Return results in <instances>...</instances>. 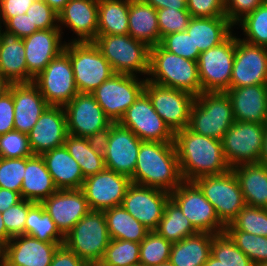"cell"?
I'll use <instances>...</instances> for the list:
<instances>
[{
    "label": "cell",
    "instance_id": "cell-1",
    "mask_svg": "<svg viewBox=\"0 0 267 266\" xmlns=\"http://www.w3.org/2000/svg\"><path fill=\"white\" fill-rule=\"evenodd\" d=\"M174 144L177 151L181 175L184 181L220 175L231 169L222 147V141L203 136L188 127L175 133Z\"/></svg>",
    "mask_w": 267,
    "mask_h": 266
},
{
    "label": "cell",
    "instance_id": "cell-2",
    "mask_svg": "<svg viewBox=\"0 0 267 266\" xmlns=\"http://www.w3.org/2000/svg\"><path fill=\"white\" fill-rule=\"evenodd\" d=\"M131 183L168 193L184 180L174 142L142 141Z\"/></svg>",
    "mask_w": 267,
    "mask_h": 266
},
{
    "label": "cell",
    "instance_id": "cell-3",
    "mask_svg": "<svg viewBox=\"0 0 267 266\" xmlns=\"http://www.w3.org/2000/svg\"><path fill=\"white\" fill-rule=\"evenodd\" d=\"M149 75L151 78L146 79L155 84L183 90L195 97L202 93L197 61L170 53L159 44L150 47Z\"/></svg>",
    "mask_w": 267,
    "mask_h": 266
},
{
    "label": "cell",
    "instance_id": "cell-4",
    "mask_svg": "<svg viewBox=\"0 0 267 266\" xmlns=\"http://www.w3.org/2000/svg\"><path fill=\"white\" fill-rule=\"evenodd\" d=\"M234 122L231 100L226 92H202L192 103L188 128L222 140Z\"/></svg>",
    "mask_w": 267,
    "mask_h": 266
},
{
    "label": "cell",
    "instance_id": "cell-5",
    "mask_svg": "<svg viewBox=\"0 0 267 266\" xmlns=\"http://www.w3.org/2000/svg\"><path fill=\"white\" fill-rule=\"evenodd\" d=\"M93 42L110 63L114 73L149 74L150 47L146 43L128 34L97 35Z\"/></svg>",
    "mask_w": 267,
    "mask_h": 266
},
{
    "label": "cell",
    "instance_id": "cell-6",
    "mask_svg": "<svg viewBox=\"0 0 267 266\" xmlns=\"http://www.w3.org/2000/svg\"><path fill=\"white\" fill-rule=\"evenodd\" d=\"M64 50L69 54L79 93L91 94L114 74L110 63L93 41H70Z\"/></svg>",
    "mask_w": 267,
    "mask_h": 266
},
{
    "label": "cell",
    "instance_id": "cell-7",
    "mask_svg": "<svg viewBox=\"0 0 267 266\" xmlns=\"http://www.w3.org/2000/svg\"><path fill=\"white\" fill-rule=\"evenodd\" d=\"M110 241L103 211L90 210L65 236L64 244L87 263H99Z\"/></svg>",
    "mask_w": 267,
    "mask_h": 266
},
{
    "label": "cell",
    "instance_id": "cell-8",
    "mask_svg": "<svg viewBox=\"0 0 267 266\" xmlns=\"http://www.w3.org/2000/svg\"><path fill=\"white\" fill-rule=\"evenodd\" d=\"M194 183L213 205L219 220L225 226L246 206L238 179L232 169L220 175L200 177Z\"/></svg>",
    "mask_w": 267,
    "mask_h": 266
},
{
    "label": "cell",
    "instance_id": "cell-9",
    "mask_svg": "<svg viewBox=\"0 0 267 266\" xmlns=\"http://www.w3.org/2000/svg\"><path fill=\"white\" fill-rule=\"evenodd\" d=\"M136 76L114 73L91 93L112 123L119 122L144 92L146 79L139 81Z\"/></svg>",
    "mask_w": 267,
    "mask_h": 266
},
{
    "label": "cell",
    "instance_id": "cell-10",
    "mask_svg": "<svg viewBox=\"0 0 267 266\" xmlns=\"http://www.w3.org/2000/svg\"><path fill=\"white\" fill-rule=\"evenodd\" d=\"M47 103L65 106L79 92L74 81V72L69 54L63 50L32 81Z\"/></svg>",
    "mask_w": 267,
    "mask_h": 266
},
{
    "label": "cell",
    "instance_id": "cell-11",
    "mask_svg": "<svg viewBox=\"0 0 267 266\" xmlns=\"http://www.w3.org/2000/svg\"><path fill=\"white\" fill-rule=\"evenodd\" d=\"M266 124L235 121L222 138L224 157L233 168L260 160Z\"/></svg>",
    "mask_w": 267,
    "mask_h": 266
},
{
    "label": "cell",
    "instance_id": "cell-12",
    "mask_svg": "<svg viewBox=\"0 0 267 266\" xmlns=\"http://www.w3.org/2000/svg\"><path fill=\"white\" fill-rule=\"evenodd\" d=\"M235 55V36L201 52L197 61L202 92H226L230 88Z\"/></svg>",
    "mask_w": 267,
    "mask_h": 266
},
{
    "label": "cell",
    "instance_id": "cell-13",
    "mask_svg": "<svg viewBox=\"0 0 267 266\" xmlns=\"http://www.w3.org/2000/svg\"><path fill=\"white\" fill-rule=\"evenodd\" d=\"M64 109L69 135L100 141L112 123L92 94L78 93Z\"/></svg>",
    "mask_w": 267,
    "mask_h": 266
},
{
    "label": "cell",
    "instance_id": "cell-14",
    "mask_svg": "<svg viewBox=\"0 0 267 266\" xmlns=\"http://www.w3.org/2000/svg\"><path fill=\"white\" fill-rule=\"evenodd\" d=\"M141 142L129 128L119 122L111 123L100 139L106 168L131 178Z\"/></svg>",
    "mask_w": 267,
    "mask_h": 266
},
{
    "label": "cell",
    "instance_id": "cell-15",
    "mask_svg": "<svg viewBox=\"0 0 267 266\" xmlns=\"http://www.w3.org/2000/svg\"><path fill=\"white\" fill-rule=\"evenodd\" d=\"M170 198L198 232L218 234L225 231L213 205L194 182L183 181L170 193Z\"/></svg>",
    "mask_w": 267,
    "mask_h": 266
},
{
    "label": "cell",
    "instance_id": "cell-16",
    "mask_svg": "<svg viewBox=\"0 0 267 266\" xmlns=\"http://www.w3.org/2000/svg\"><path fill=\"white\" fill-rule=\"evenodd\" d=\"M144 93L149 97L154 110L174 134L188 127L194 95L155 84L147 79Z\"/></svg>",
    "mask_w": 267,
    "mask_h": 266
},
{
    "label": "cell",
    "instance_id": "cell-17",
    "mask_svg": "<svg viewBox=\"0 0 267 266\" xmlns=\"http://www.w3.org/2000/svg\"><path fill=\"white\" fill-rule=\"evenodd\" d=\"M119 123L142 141L174 142V133L154 110L143 92L127 109Z\"/></svg>",
    "mask_w": 267,
    "mask_h": 266
},
{
    "label": "cell",
    "instance_id": "cell-18",
    "mask_svg": "<svg viewBox=\"0 0 267 266\" xmlns=\"http://www.w3.org/2000/svg\"><path fill=\"white\" fill-rule=\"evenodd\" d=\"M131 179L105 168L84 179L81 190L84 192L90 210L105 211L122 205Z\"/></svg>",
    "mask_w": 267,
    "mask_h": 266
},
{
    "label": "cell",
    "instance_id": "cell-19",
    "mask_svg": "<svg viewBox=\"0 0 267 266\" xmlns=\"http://www.w3.org/2000/svg\"><path fill=\"white\" fill-rule=\"evenodd\" d=\"M169 199L166 191L131 183L122 206L149 231H155Z\"/></svg>",
    "mask_w": 267,
    "mask_h": 266
},
{
    "label": "cell",
    "instance_id": "cell-20",
    "mask_svg": "<svg viewBox=\"0 0 267 266\" xmlns=\"http://www.w3.org/2000/svg\"><path fill=\"white\" fill-rule=\"evenodd\" d=\"M267 84V48L235 36V55L230 88Z\"/></svg>",
    "mask_w": 267,
    "mask_h": 266
},
{
    "label": "cell",
    "instance_id": "cell-21",
    "mask_svg": "<svg viewBox=\"0 0 267 266\" xmlns=\"http://www.w3.org/2000/svg\"><path fill=\"white\" fill-rule=\"evenodd\" d=\"M41 204L64 237L90 211L81 189H58Z\"/></svg>",
    "mask_w": 267,
    "mask_h": 266
},
{
    "label": "cell",
    "instance_id": "cell-22",
    "mask_svg": "<svg viewBox=\"0 0 267 266\" xmlns=\"http://www.w3.org/2000/svg\"><path fill=\"white\" fill-rule=\"evenodd\" d=\"M67 135L64 107L49 105L28 133L29 146L33 155H42L63 146Z\"/></svg>",
    "mask_w": 267,
    "mask_h": 266
},
{
    "label": "cell",
    "instance_id": "cell-23",
    "mask_svg": "<svg viewBox=\"0 0 267 266\" xmlns=\"http://www.w3.org/2000/svg\"><path fill=\"white\" fill-rule=\"evenodd\" d=\"M60 28L38 30L23 38L27 64V83L41 73L45 67L65 48Z\"/></svg>",
    "mask_w": 267,
    "mask_h": 266
},
{
    "label": "cell",
    "instance_id": "cell-24",
    "mask_svg": "<svg viewBox=\"0 0 267 266\" xmlns=\"http://www.w3.org/2000/svg\"><path fill=\"white\" fill-rule=\"evenodd\" d=\"M64 243H48L29 235L12 237L4 246L7 266H50L57 248Z\"/></svg>",
    "mask_w": 267,
    "mask_h": 266
},
{
    "label": "cell",
    "instance_id": "cell-25",
    "mask_svg": "<svg viewBox=\"0 0 267 266\" xmlns=\"http://www.w3.org/2000/svg\"><path fill=\"white\" fill-rule=\"evenodd\" d=\"M14 101V130L28 134L49 104L32 83L10 84Z\"/></svg>",
    "mask_w": 267,
    "mask_h": 266
},
{
    "label": "cell",
    "instance_id": "cell-26",
    "mask_svg": "<svg viewBox=\"0 0 267 266\" xmlns=\"http://www.w3.org/2000/svg\"><path fill=\"white\" fill-rule=\"evenodd\" d=\"M58 24L61 31L62 24L78 36L72 41H93L98 32V0H69L58 14Z\"/></svg>",
    "mask_w": 267,
    "mask_h": 266
},
{
    "label": "cell",
    "instance_id": "cell-27",
    "mask_svg": "<svg viewBox=\"0 0 267 266\" xmlns=\"http://www.w3.org/2000/svg\"><path fill=\"white\" fill-rule=\"evenodd\" d=\"M234 120L267 124V84L229 88Z\"/></svg>",
    "mask_w": 267,
    "mask_h": 266
},
{
    "label": "cell",
    "instance_id": "cell-28",
    "mask_svg": "<svg viewBox=\"0 0 267 266\" xmlns=\"http://www.w3.org/2000/svg\"><path fill=\"white\" fill-rule=\"evenodd\" d=\"M58 189H81L84 176L79 163L69 154L65 145L41 155Z\"/></svg>",
    "mask_w": 267,
    "mask_h": 266
},
{
    "label": "cell",
    "instance_id": "cell-29",
    "mask_svg": "<svg viewBox=\"0 0 267 266\" xmlns=\"http://www.w3.org/2000/svg\"><path fill=\"white\" fill-rule=\"evenodd\" d=\"M0 77L10 84L27 83V64L22 38L5 30L0 43Z\"/></svg>",
    "mask_w": 267,
    "mask_h": 266
},
{
    "label": "cell",
    "instance_id": "cell-30",
    "mask_svg": "<svg viewBox=\"0 0 267 266\" xmlns=\"http://www.w3.org/2000/svg\"><path fill=\"white\" fill-rule=\"evenodd\" d=\"M57 190L43 157L41 155L26 157V168L20 191L21 198L41 203Z\"/></svg>",
    "mask_w": 267,
    "mask_h": 266
},
{
    "label": "cell",
    "instance_id": "cell-31",
    "mask_svg": "<svg viewBox=\"0 0 267 266\" xmlns=\"http://www.w3.org/2000/svg\"><path fill=\"white\" fill-rule=\"evenodd\" d=\"M247 206L267 209V166L245 163L231 168Z\"/></svg>",
    "mask_w": 267,
    "mask_h": 266
},
{
    "label": "cell",
    "instance_id": "cell-32",
    "mask_svg": "<svg viewBox=\"0 0 267 266\" xmlns=\"http://www.w3.org/2000/svg\"><path fill=\"white\" fill-rule=\"evenodd\" d=\"M233 26L227 17H192L186 31L201 53L225 41Z\"/></svg>",
    "mask_w": 267,
    "mask_h": 266
},
{
    "label": "cell",
    "instance_id": "cell-33",
    "mask_svg": "<svg viewBox=\"0 0 267 266\" xmlns=\"http://www.w3.org/2000/svg\"><path fill=\"white\" fill-rule=\"evenodd\" d=\"M128 35L149 47L158 45L161 37L156 9L142 0H130Z\"/></svg>",
    "mask_w": 267,
    "mask_h": 266
},
{
    "label": "cell",
    "instance_id": "cell-34",
    "mask_svg": "<svg viewBox=\"0 0 267 266\" xmlns=\"http://www.w3.org/2000/svg\"><path fill=\"white\" fill-rule=\"evenodd\" d=\"M213 235L198 232L173 243L169 261L174 266H204L211 255Z\"/></svg>",
    "mask_w": 267,
    "mask_h": 266
},
{
    "label": "cell",
    "instance_id": "cell-35",
    "mask_svg": "<svg viewBox=\"0 0 267 266\" xmlns=\"http://www.w3.org/2000/svg\"><path fill=\"white\" fill-rule=\"evenodd\" d=\"M64 145L69 154L79 163L84 178L106 168L100 141L68 134Z\"/></svg>",
    "mask_w": 267,
    "mask_h": 266
},
{
    "label": "cell",
    "instance_id": "cell-36",
    "mask_svg": "<svg viewBox=\"0 0 267 266\" xmlns=\"http://www.w3.org/2000/svg\"><path fill=\"white\" fill-rule=\"evenodd\" d=\"M130 0H98L97 35H127Z\"/></svg>",
    "mask_w": 267,
    "mask_h": 266
},
{
    "label": "cell",
    "instance_id": "cell-37",
    "mask_svg": "<svg viewBox=\"0 0 267 266\" xmlns=\"http://www.w3.org/2000/svg\"><path fill=\"white\" fill-rule=\"evenodd\" d=\"M111 239L137 243L145 238L149 230L128 213L122 205L103 211Z\"/></svg>",
    "mask_w": 267,
    "mask_h": 266
},
{
    "label": "cell",
    "instance_id": "cell-38",
    "mask_svg": "<svg viewBox=\"0 0 267 266\" xmlns=\"http://www.w3.org/2000/svg\"><path fill=\"white\" fill-rule=\"evenodd\" d=\"M155 231L171 243L179 242L188 236L198 233L171 198L165 206L163 216Z\"/></svg>",
    "mask_w": 267,
    "mask_h": 266
},
{
    "label": "cell",
    "instance_id": "cell-39",
    "mask_svg": "<svg viewBox=\"0 0 267 266\" xmlns=\"http://www.w3.org/2000/svg\"><path fill=\"white\" fill-rule=\"evenodd\" d=\"M25 234L48 243H64L65 241V237L41 203H34L29 208L25 221Z\"/></svg>",
    "mask_w": 267,
    "mask_h": 266
},
{
    "label": "cell",
    "instance_id": "cell-40",
    "mask_svg": "<svg viewBox=\"0 0 267 266\" xmlns=\"http://www.w3.org/2000/svg\"><path fill=\"white\" fill-rule=\"evenodd\" d=\"M140 243L111 239L105 250L101 266H134L140 264Z\"/></svg>",
    "mask_w": 267,
    "mask_h": 266
},
{
    "label": "cell",
    "instance_id": "cell-41",
    "mask_svg": "<svg viewBox=\"0 0 267 266\" xmlns=\"http://www.w3.org/2000/svg\"><path fill=\"white\" fill-rule=\"evenodd\" d=\"M240 24L246 38L242 41L267 48V0L253 12L245 15L236 25Z\"/></svg>",
    "mask_w": 267,
    "mask_h": 266
},
{
    "label": "cell",
    "instance_id": "cell-42",
    "mask_svg": "<svg viewBox=\"0 0 267 266\" xmlns=\"http://www.w3.org/2000/svg\"><path fill=\"white\" fill-rule=\"evenodd\" d=\"M211 255L223 266H255L225 231L212 236Z\"/></svg>",
    "mask_w": 267,
    "mask_h": 266
},
{
    "label": "cell",
    "instance_id": "cell-43",
    "mask_svg": "<svg viewBox=\"0 0 267 266\" xmlns=\"http://www.w3.org/2000/svg\"><path fill=\"white\" fill-rule=\"evenodd\" d=\"M173 243L167 241L156 231H149L140 243V264L156 266L170 259Z\"/></svg>",
    "mask_w": 267,
    "mask_h": 266
},
{
    "label": "cell",
    "instance_id": "cell-44",
    "mask_svg": "<svg viewBox=\"0 0 267 266\" xmlns=\"http://www.w3.org/2000/svg\"><path fill=\"white\" fill-rule=\"evenodd\" d=\"M225 232L255 266L267 262V237L237 229H225Z\"/></svg>",
    "mask_w": 267,
    "mask_h": 266
},
{
    "label": "cell",
    "instance_id": "cell-45",
    "mask_svg": "<svg viewBox=\"0 0 267 266\" xmlns=\"http://www.w3.org/2000/svg\"><path fill=\"white\" fill-rule=\"evenodd\" d=\"M225 229H237L267 237V209L246 205Z\"/></svg>",
    "mask_w": 267,
    "mask_h": 266
},
{
    "label": "cell",
    "instance_id": "cell-46",
    "mask_svg": "<svg viewBox=\"0 0 267 266\" xmlns=\"http://www.w3.org/2000/svg\"><path fill=\"white\" fill-rule=\"evenodd\" d=\"M25 168L26 157H0V188L20 193L22 182L24 179Z\"/></svg>",
    "mask_w": 267,
    "mask_h": 266
},
{
    "label": "cell",
    "instance_id": "cell-47",
    "mask_svg": "<svg viewBox=\"0 0 267 266\" xmlns=\"http://www.w3.org/2000/svg\"><path fill=\"white\" fill-rule=\"evenodd\" d=\"M157 21L160 37L175 32H184L192 18L187 9L163 8L157 9Z\"/></svg>",
    "mask_w": 267,
    "mask_h": 266
},
{
    "label": "cell",
    "instance_id": "cell-48",
    "mask_svg": "<svg viewBox=\"0 0 267 266\" xmlns=\"http://www.w3.org/2000/svg\"><path fill=\"white\" fill-rule=\"evenodd\" d=\"M159 45L170 53L192 61H198L200 55L187 31L168 34L161 38Z\"/></svg>",
    "mask_w": 267,
    "mask_h": 266
},
{
    "label": "cell",
    "instance_id": "cell-49",
    "mask_svg": "<svg viewBox=\"0 0 267 266\" xmlns=\"http://www.w3.org/2000/svg\"><path fill=\"white\" fill-rule=\"evenodd\" d=\"M32 155L28 134L13 130L0 135V157L23 158Z\"/></svg>",
    "mask_w": 267,
    "mask_h": 266
},
{
    "label": "cell",
    "instance_id": "cell-50",
    "mask_svg": "<svg viewBox=\"0 0 267 266\" xmlns=\"http://www.w3.org/2000/svg\"><path fill=\"white\" fill-rule=\"evenodd\" d=\"M34 203L35 202L22 199L16 205L11 206L1 213L6 231L11 237L25 234V221L28 210Z\"/></svg>",
    "mask_w": 267,
    "mask_h": 266
},
{
    "label": "cell",
    "instance_id": "cell-51",
    "mask_svg": "<svg viewBox=\"0 0 267 266\" xmlns=\"http://www.w3.org/2000/svg\"><path fill=\"white\" fill-rule=\"evenodd\" d=\"M27 15L32 22V28L39 30L60 28L58 14L43 0H35L28 8Z\"/></svg>",
    "mask_w": 267,
    "mask_h": 266
},
{
    "label": "cell",
    "instance_id": "cell-52",
    "mask_svg": "<svg viewBox=\"0 0 267 266\" xmlns=\"http://www.w3.org/2000/svg\"><path fill=\"white\" fill-rule=\"evenodd\" d=\"M191 17H226L225 0H187Z\"/></svg>",
    "mask_w": 267,
    "mask_h": 266
},
{
    "label": "cell",
    "instance_id": "cell-53",
    "mask_svg": "<svg viewBox=\"0 0 267 266\" xmlns=\"http://www.w3.org/2000/svg\"><path fill=\"white\" fill-rule=\"evenodd\" d=\"M265 0H225V15L235 26L245 15L253 12Z\"/></svg>",
    "mask_w": 267,
    "mask_h": 266
},
{
    "label": "cell",
    "instance_id": "cell-54",
    "mask_svg": "<svg viewBox=\"0 0 267 266\" xmlns=\"http://www.w3.org/2000/svg\"><path fill=\"white\" fill-rule=\"evenodd\" d=\"M14 130L13 95L7 91L0 98V135Z\"/></svg>",
    "mask_w": 267,
    "mask_h": 266
},
{
    "label": "cell",
    "instance_id": "cell-55",
    "mask_svg": "<svg viewBox=\"0 0 267 266\" xmlns=\"http://www.w3.org/2000/svg\"><path fill=\"white\" fill-rule=\"evenodd\" d=\"M4 25L5 30L22 39L39 30L38 28H32V22L26 13L9 18Z\"/></svg>",
    "mask_w": 267,
    "mask_h": 266
},
{
    "label": "cell",
    "instance_id": "cell-56",
    "mask_svg": "<svg viewBox=\"0 0 267 266\" xmlns=\"http://www.w3.org/2000/svg\"><path fill=\"white\" fill-rule=\"evenodd\" d=\"M35 0H0V18L4 23L12 17L25 14Z\"/></svg>",
    "mask_w": 267,
    "mask_h": 266
},
{
    "label": "cell",
    "instance_id": "cell-57",
    "mask_svg": "<svg viewBox=\"0 0 267 266\" xmlns=\"http://www.w3.org/2000/svg\"><path fill=\"white\" fill-rule=\"evenodd\" d=\"M88 263L80 259L65 244L60 245L52 259L50 266H86Z\"/></svg>",
    "mask_w": 267,
    "mask_h": 266
},
{
    "label": "cell",
    "instance_id": "cell-58",
    "mask_svg": "<svg viewBox=\"0 0 267 266\" xmlns=\"http://www.w3.org/2000/svg\"><path fill=\"white\" fill-rule=\"evenodd\" d=\"M22 200L19 192L0 188V212H4L11 206Z\"/></svg>",
    "mask_w": 267,
    "mask_h": 266
},
{
    "label": "cell",
    "instance_id": "cell-59",
    "mask_svg": "<svg viewBox=\"0 0 267 266\" xmlns=\"http://www.w3.org/2000/svg\"><path fill=\"white\" fill-rule=\"evenodd\" d=\"M144 3H147L157 9L163 8H177L180 9H187L186 3L181 0H142Z\"/></svg>",
    "mask_w": 267,
    "mask_h": 266
},
{
    "label": "cell",
    "instance_id": "cell-60",
    "mask_svg": "<svg viewBox=\"0 0 267 266\" xmlns=\"http://www.w3.org/2000/svg\"><path fill=\"white\" fill-rule=\"evenodd\" d=\"M11 236L7 233L5 224L2 219V214L0 212V244L4 247L10 240Z\"/></svg>",
    "mask_w": 267,
    "mask_h": 266
},
{
    "label": "cell",
    "instance_id": "cell-61",
    "mask_svg": "<svg viewBox=\"0 0 267 266\" xmlns=\"http://www.w3.org/2000/svg\"><path fill=\"white\" fill-rule=\"evenodd\" d=\"M46 2L57 14H59L69 0H43Z\"/></svg>",
    "mask_w": 267,
    "mask_h": 266
},
{
    "label": "cell",
    "instance_id": "cell-62",
    "mask_svg": "<svg viewBox=\"0 0 267 266\" xmlns=\"http://www.w3.org/2000/svg\"><path fill=\"white\" fill-rule=\"evenodd\" d=\"M259 163H262L267 166V124H266V130H265L264 139H263V148H262Z\"/></svg>",
    "mask_w": 267,
    "mask_h": 266
},
{
    "label": "cell",
    "instance_id": "cell-63",
    "mask_svg": "<svg viewBox=\"0 0 267 266\" xmlns=\"http://www.w3.org/2000/svg\"><path fill=\"white\" fill-rule=\"evenodd\" d=\"M10 83L0 77V98L9 90Z\"/></svg>",
    "mask_w": 267,
    "mask_h": 266
},
{
    "label": "cell",
    "instance_id": "cell-64",
    "mask_svg": "<svg viewBox=\"0 0 267 266\" xmlns=\"http://www.w3.org/2000/svg\"><path fill=\"white\" fill-rule=\"evenodd\" d=\"M204 266H223V265L220 264L219 260L210 255L208 261L204 264Z\"/></svg>",
    "mask_w": 267,
    "mask_h": 266
},
{
    "label": "cell",
    "instance_id": "cell-65",
    "mask_svg": "<svg viewBox=\"0 0 267 266\" xmlns=\"http://www.w3.org/2000/svg\"><path fill=\"white\" fill-rule=\"evenodd\" d=\"M4 247L0 244V263L3 262Z\"/></svg>",
    "mask_w": 267,
    "mask_h": 266
},
{
    "label": "cell",
    "instance_id": "cell-66",
    "mask_svg": "<svg viewBox=\"0 0 267 266\" xmlns=\"http://www.w3.org/2000/svg\"><path fill=\"white\" fill-rule=\"evenodd\" d=\"M156 266H174L170 261L156 265Z\"/></svg>",
    "mask_w": 267,
    "mask_h": 266
},
{
    "label": "cell",
    "instance_id": "cell-67",
    "mask_svg": "<svg viewBox=\"0 0 267 266\" xmlns=\"http://www.w3.org/2000/svg\"><path fill=\"white\" fill-rule=\"evenodd\" d=\"M1 21H2V20H1V18H0V43H1V40H2V34H3V32H4V30L1 29V27H2V26H1V23H2V22H1ZM1 30H2V31H1Z\"/></svg>",
    "mask_w": 267,
    "mask_h": 266
},
{
    "label": "cell",
    "instance_id": "cell-68",
    "mask_svg": "<svg viewBox=\"0 0 267 266\" xmlns=\"http://www.w3.org/2000/svg\"><path fill=\"white\" fill-rule=\"evenodd\" d=\"M86 266H101L99 263H88Z\"/></svg>",
    "mask_w": 267,
    "mask_h": 266
},
{
    "label": "cell",
    "instance_id": "cell-69",
    "mask_svg": "<svg viewBox=\"0 0 267 266\" xmlns=\"http://www.w3.org/2000/svg\"><path fill=\"white\" fill-rule=\"evenodd\" d=\"M258 266H267V262L262 263V264H260V265H258Z\"/></svg>",
    "mask_w": 267,
    "mask_h": 266
},
{
    "label": "cell",
    "instance_id": "cell-70",
    "mask_svg": "<svg viewBox=\"0 0 267 266\" xmlns=\"http://www.w3.org/2000/svg\"><path fill=\"white\" fill-rule=\"evenodd\" d=\"M0 266H7V265H6L5 262L3 261V262L0 263Z\"/></svg>",
    "mask_w": 267,
    "mask_h": 266
}]
</instances>
